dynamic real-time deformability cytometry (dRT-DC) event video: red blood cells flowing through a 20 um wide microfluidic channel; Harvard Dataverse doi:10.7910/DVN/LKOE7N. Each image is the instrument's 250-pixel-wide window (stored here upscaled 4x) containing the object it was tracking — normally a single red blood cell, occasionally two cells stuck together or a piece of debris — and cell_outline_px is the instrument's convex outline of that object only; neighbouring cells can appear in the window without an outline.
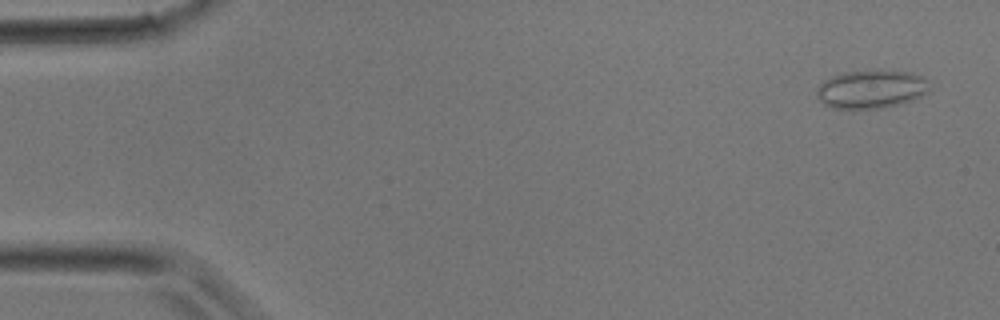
{"species": "common noctule bat (a hibernating species)", "species_latin": "Nyctalus noctula", "temperature_condition": "room temperature", "stored_images_in_passage": 38, "camera_frame_rate_fps": 3000, "um_per_image_px": 0.085, "animal": {"sex": "male", "body_mass_g": 17.9}, "frame": {"image": 1, "passage_image": 2, "time_ms": 0.333, "image_size_px": [1000, 320], "cell_outline_px": [[928, 88], [920, 96], [912, 100], [880, 108], [832, 108], [824, 104], [816, 96], [816, 88], [824, 80], [832, 76], [844, 72], [908, 72], [920, 76], [928, 80]], "centroid_in_image_um": [73.98, 7.6], "position_along_channel_um": 11.0, "area_um2": 24.39}}
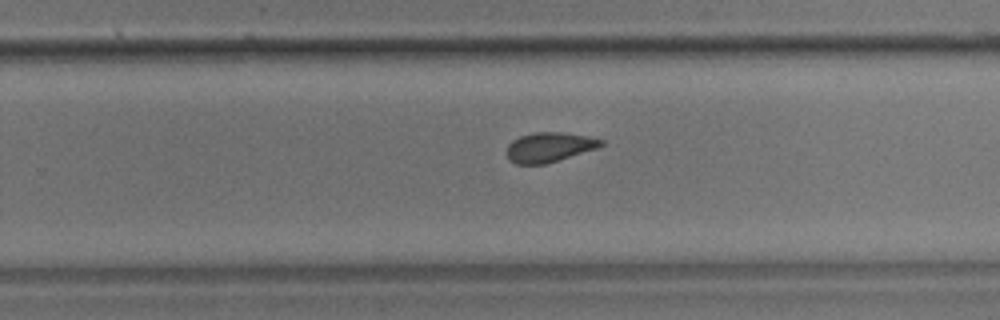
{"frame": {"image": 2, "passage_image": 24, "time_ms": 7.667, "image_size_px": [1000, 320], "cell_outline_px": [[604, 144], [596, 148], [544, 164], [516, 164], [508, 160], [508, 144], [512, 140], [520, 136], [536, 132], [564, 132], [588, 136], [604, 140]], "centroid_in_image_um": [46.67, 12.5], "position_along_channel_um": 283.1, "area_um2": 16.13}}
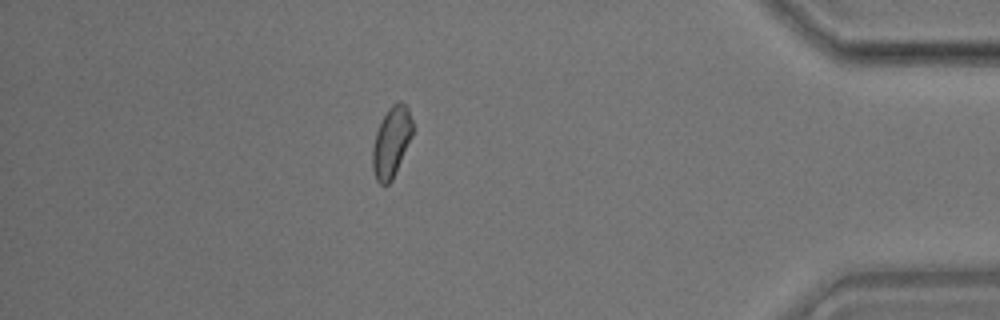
{"frame": {"image": 3, "passage_image": 33, "time_ms": 10.667, "image_size_px": [1000, 320], "cell_outline_px": [[412, 136], [396, 172], [392, 180], [388, 184], [380, 184], [376, 180], [372, 168], [372, 148], [376, 132], [388, 108], [396, 100], [400, 100], [408, 108], [412, 120]], "centroid_in_image_um": [33.26, 12.07], "position_along_channel_um": 401.9, "area_um2": 16.42}}